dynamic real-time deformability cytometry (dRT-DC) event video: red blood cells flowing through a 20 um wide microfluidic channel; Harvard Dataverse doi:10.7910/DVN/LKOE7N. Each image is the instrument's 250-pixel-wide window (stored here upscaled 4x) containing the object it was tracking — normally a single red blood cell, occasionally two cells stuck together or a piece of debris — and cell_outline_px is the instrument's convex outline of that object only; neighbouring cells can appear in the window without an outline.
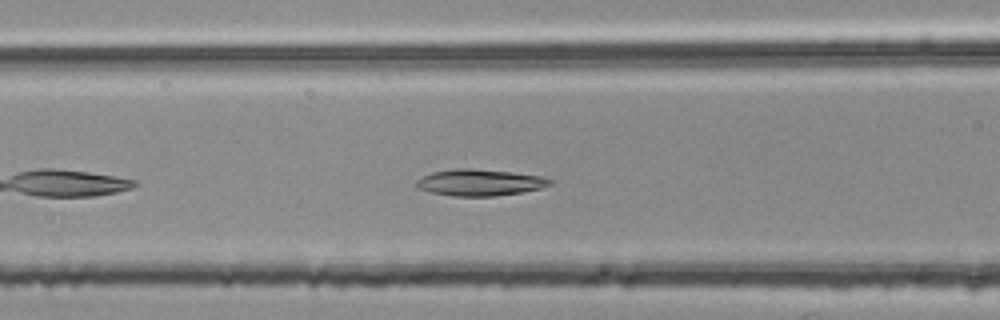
{"species": "common noctule bat (a hibernating species)", "species_latin": "Nyctalus noctula", "temperature_condition": "room temperature", "stored_images_in_passage": 33, "camera_frame_rate_fps": 3000, "um_per_image_px": 0.085, "animal": {"sex": "female", "body_mass_g": 25.1}, "frame": {"image": 1, "passage_image": 8, "time_ms": 2.333, "image_size_px": [1000, 320], "cell_outline_px": [[552, 184], [540, 188], [520, 192], [496, 196], [452, 196], [432, 192], [416, 188], [416, 180], [432, 172], [456, 168], [472, 168], [512, 172], [540, 176], [552, 180]], "centroid_in_image_um": [40.76, 15.51], "position_along_channel_um": 125.8, "area_um2": 20.52}}
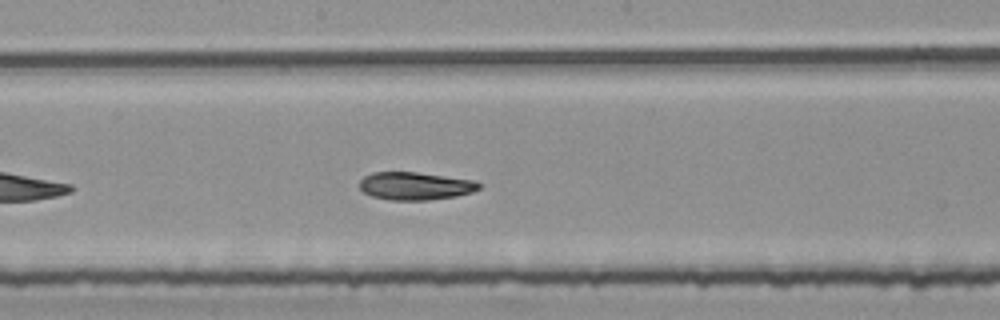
{"frame": {"image": 2, "passage_image": 15, "time_ms": 4.667, "image_size_px": [1000, 320], "cell_outline_px": [[484, 184], [480, 188], [472, 192], [456, 196], [428, 200], [392, 200], [372, 196], [364, 192], [360, 188], [360, 180], [364, 176], [372, 172], [416, 172], [472, 180]], "centroid_in_image_um": [35.3, 15.8], "position_along_channel_um": 212.9, "area_um2": 19.31}}
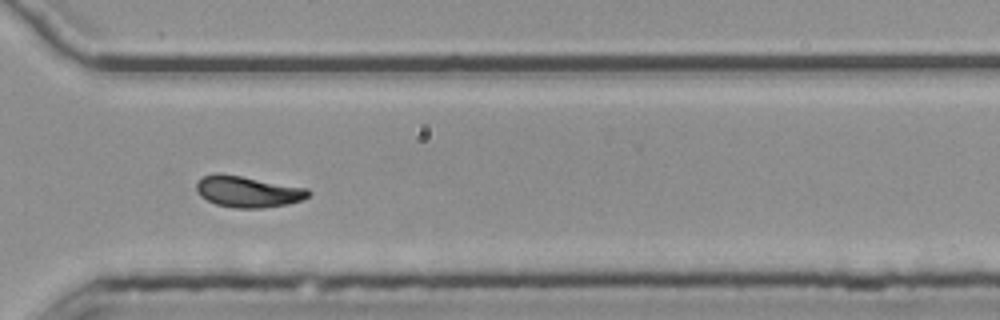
{"frame": {"image": 3, "passage_image": 26, "time_ms": 8.333, "image_size_px": [1000, 320], "cell_outline_px": [[312, 192], [308, 196], [300, 200], [288, 204], [260, 208], [236, 208], [216, 204], [200, 196], [196, 192], [196, 184], [204, 176], [216, 172], [220, 172], [308, 188]], "centroid_in_image_um": [21.05, 16.28], "position_along_channel_um": 349.5, "area_um2": 20.4}, "authors_computed_cell_mechanics": {"area_um2": 19.652, "velocity_mm_per_s": 3.7313, "shape_relaxation_time_tau1_ms": 5.5787, "shape_relaxation_time_tau2_ms": 6.445, "deformation_change_tau1": 0.1914, "deformation_change_tau2": 0.1214}}